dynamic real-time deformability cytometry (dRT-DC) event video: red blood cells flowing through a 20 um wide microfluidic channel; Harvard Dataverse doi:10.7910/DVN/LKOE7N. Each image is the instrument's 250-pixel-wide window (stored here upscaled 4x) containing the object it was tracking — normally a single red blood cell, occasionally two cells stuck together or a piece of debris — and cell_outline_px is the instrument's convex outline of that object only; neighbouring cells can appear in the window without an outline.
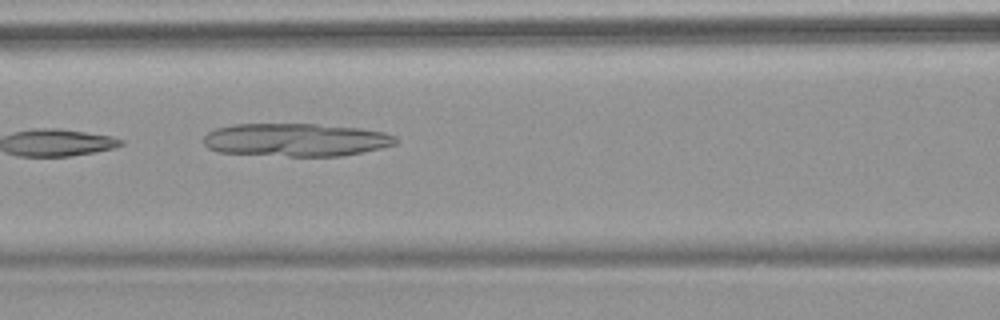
{"species": "common noctule bat (a hibernating species)", "species_latin": "Nyctalus noctula", "temperature_condition": "warm", "stored_images_in_passage": 9, "camera_frame_rate_fps": 3000, "um_per_image_px": 0.085, "animal": {"sex": "female", "body_mass_g": 18.4}, "frame": {"image": 1, "passage_image": 8, "time_ms": 8.333, "image_size_px": [1000, 320], "cell_outline_px": [[400, 140], [396, 144], [380, 148], [340, 156], [288, 156], [216, 152], [208, 148], [204, 144], [204, 136], [208, 132], [216, 128], [232, 124], [316, 124], [360, 128], [384, 132], [396, 136]], "centroid_in_image_um": [25.14, 11.88], "position_along_channel_um": 141.5, "area_um2": 37.11}}
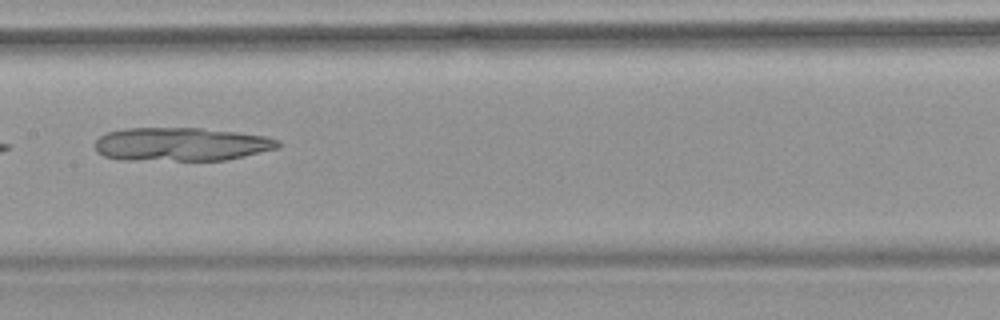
{"frame": {"image": 2, "passage_image": 9, "time_ms": 9.667, "image_size_px": [1000, 320], "cell_outline_px": [[280, 148], [228, 160], [120, 160], [104, 156], [96, 152], [92, 144], [100, 136], [108, 132], [124, 128], [200, 128], [236, 132], [264, 136], [280, 140]], "centroid_in_image_um": [15.38, 12.27], "position_along_channel_um": 192.0, "area_um2": 36.13}}